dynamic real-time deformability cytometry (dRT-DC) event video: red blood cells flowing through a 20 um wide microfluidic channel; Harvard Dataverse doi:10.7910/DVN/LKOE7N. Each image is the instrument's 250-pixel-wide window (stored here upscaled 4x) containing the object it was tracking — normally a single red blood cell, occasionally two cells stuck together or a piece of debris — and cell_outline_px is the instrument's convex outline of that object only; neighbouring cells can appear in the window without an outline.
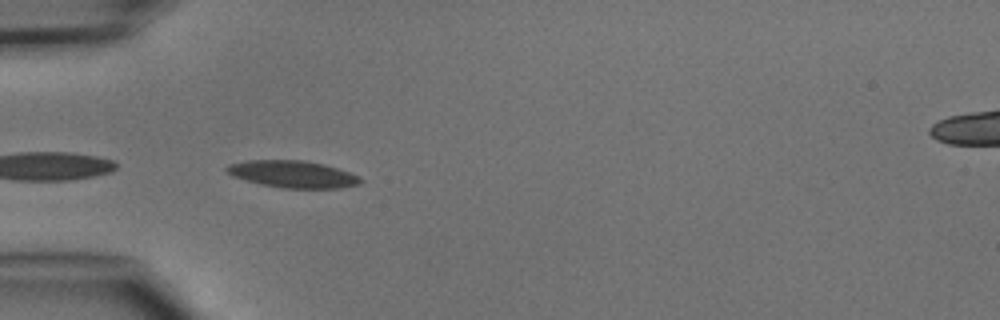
{"species": "common noctule bat (a hibernating species)", "species_latin": "Nyctalus noctula", "temperature_condition": "cold", "stored_images_in_passage": 4, "camera_frame_rate_fps": 3000, "um_per_image_px": 0.085, "animal": {"sex": "male", "body_mass_g": 15.6}, "frame": {"image": 1, "passage_image": 1, "time_ms": 0.0, "image_size_px": [1000, 320], "cell_outline_px": [[364, 180], [360, 184], [340, 188], [284, 188], [260, 184], [232, 176], [224, 168], [228, 164], [244, 160], [304, 160], [324, 164], [360, 176]], "centroid_in_image_um": [24.88, 14.8], "position_along_channel_um": 60.1, "area_um2": 21.15}}